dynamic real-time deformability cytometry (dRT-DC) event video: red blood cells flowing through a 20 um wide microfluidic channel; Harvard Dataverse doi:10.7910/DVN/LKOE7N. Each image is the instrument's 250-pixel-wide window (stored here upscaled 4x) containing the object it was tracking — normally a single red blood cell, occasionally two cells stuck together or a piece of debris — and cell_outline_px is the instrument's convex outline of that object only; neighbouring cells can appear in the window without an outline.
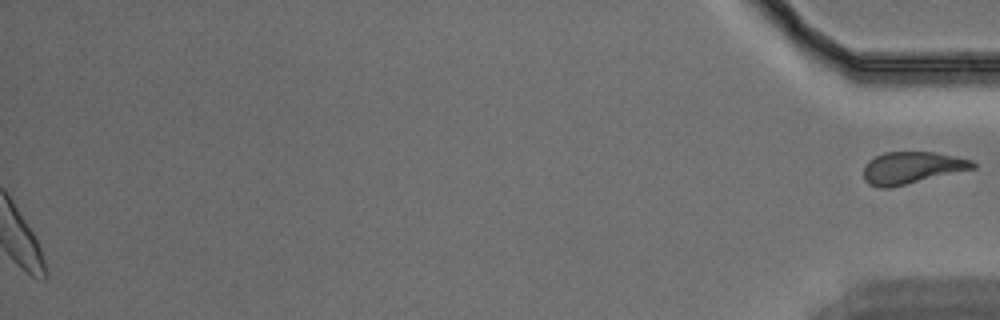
{"species": "Egyptian fruit bat (a non-hibernating species)", "species_latin": "Rousettus aegyptiacus", "temperature_condition": "warm", "stored_images_in_passage": 58, "segment_of_instrument_passage": [2, 2], "camera_frame_rate_fps": 3000, "um_per_image_px": 0.085, "animal": {"sex": "male"}, "frame": {"image": 1, "passage_image": 58, "time_ms": 19.0, "image_size_px": [1000, 320], "cell_outline_px": [[976, 168], [892, 188], [880, 188], [868, 184], [864, 180], [864, 164], [868, 160], [884, 152], [936, 152], [972, 160], [976, 164]], "centroid_in_image_um": [77.49, 14.27], "position_along_channel_um": 357.7, "area_um2": 20.63}}